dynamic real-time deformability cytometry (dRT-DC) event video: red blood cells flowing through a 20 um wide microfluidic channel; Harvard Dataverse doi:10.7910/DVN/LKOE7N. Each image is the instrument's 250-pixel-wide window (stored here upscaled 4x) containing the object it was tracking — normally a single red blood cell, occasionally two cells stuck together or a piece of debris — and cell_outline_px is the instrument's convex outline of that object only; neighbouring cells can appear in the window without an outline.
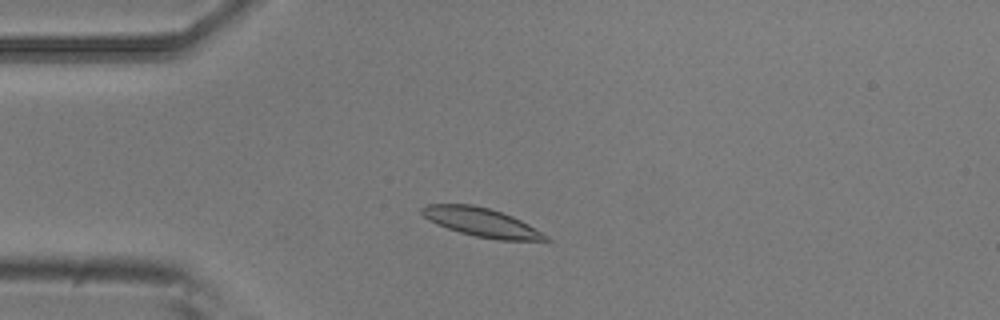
{"species": "common noctule bat (a hibernating species)", "species_latin": "Nyctalus noctula", "temperature_condition": "room temperature", "stored_images_in_passage": 5, "camera_frame_rate_fps": 3000, "um_per_image_px": 0.085, "animal": {"sex": "male", "body_mass_g": 20.5, "forearm_length_mm": 52.5}, "frame": {"image": 1, "passage_image": 2, "time_ms": 0.333, "image_size_px": [1000, 320], "cell_outline_px": [[552, 240], [500, 240], [476, 236], [460, 232], [448, 228], [428, 220], [420, 212], [420, 208], [428, 204], [472, 204], [488, 208], [512, 216], [528, 224], [548, 236]], "centroid_in_image_um": [40.9, 18.88], "position_along_channel_um": 44.1, "area_um2": 20.4}}
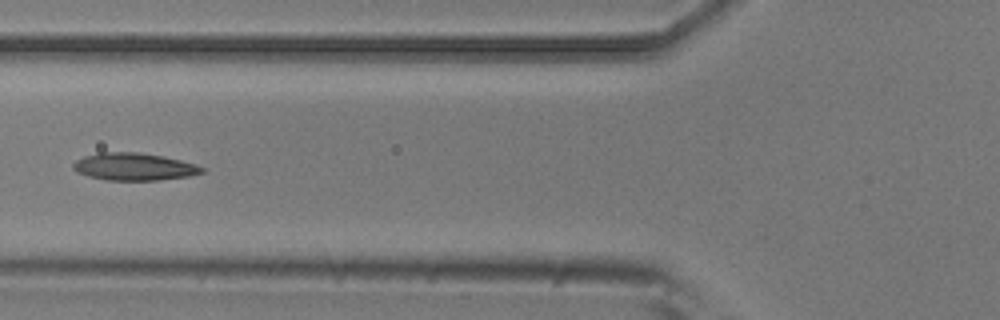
{"frame": {"image": 2, "passage_image": 4, "time_ms": 1.0, "image_size_px": [1000, 320], "cell_outline_px": [[204, 172], [188, 176], [160, 180], [108, 180], [88, 176], [76, 172], [72, 168], [72, 164], [76, 160], [84, 156], [100, 152], [140, 152], [164, 156], [196, 164], [204, 168]], "centroid_in_image_um": [11.38, 14.16], "position_along_channel_um": 114.4, "area_um2": 20.63}}
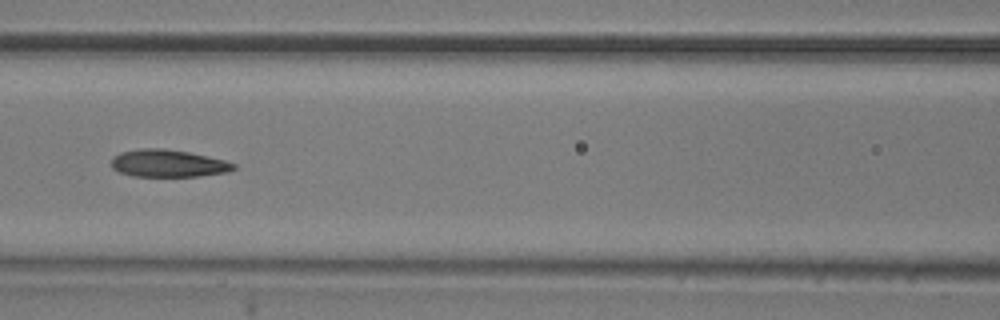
{"frame": {"image": 3, "passage_image": 5, "time_ms": 1.333, "image_size_px": [1000, 320], "cell_outline_px": [[236, 168], [228, 172], [200, 176], [132, 176], [120, 172], [112, 168], [112, 156], [120, 152], [140, 148], [164, 148], [188, 152], [224, 160], [236, 164]], "centroid_in_image_um": [14.27, 13.88], "position_along_channel_um": 152.3, "area_um2": 19.54}}